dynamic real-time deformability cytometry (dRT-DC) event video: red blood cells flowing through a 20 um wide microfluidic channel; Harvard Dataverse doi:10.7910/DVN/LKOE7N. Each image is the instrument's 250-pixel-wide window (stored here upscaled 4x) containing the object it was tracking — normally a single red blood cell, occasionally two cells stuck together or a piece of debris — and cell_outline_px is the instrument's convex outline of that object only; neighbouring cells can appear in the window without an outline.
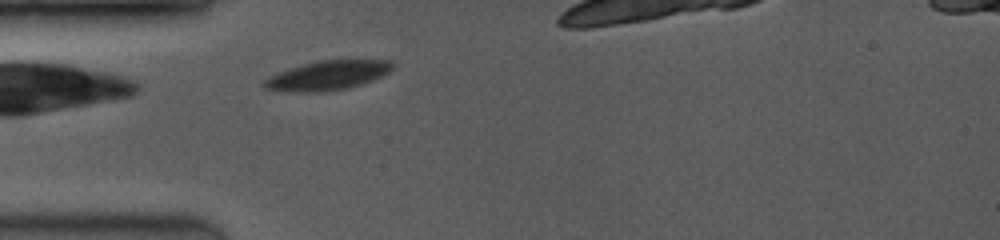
{"species": "common noctule bat (a hibernating species)", "species_latin": "Nyctalus noctula", "temperature_condition": "room temperature", "stored_images_in_passage": 1, "camera_frame_rate_fps": 3500, "um_per_image_px": 0.085, "animal": {"sex": "female", "body_mass_g": 19.0, "forearm_length_mm": 53.3}, "frame": {"image": 1, "passage_image": 1, "time_ms": 0.0, "image_size_px": [1000, 240], "cell_outline_px": [[392, 68], [388, 72], [372, 80], [348, 88], [324, 92], [296, 92], [264, 88], [260, 84], [264, 80], [280, 72], [304, 64], [320, 60], [352, 56], [388, 60], [392, 64]], "centroid_in_image_um": [27.93, 6.36], "position_along_channel_um": 57.1, "area_um2": 22.48}}